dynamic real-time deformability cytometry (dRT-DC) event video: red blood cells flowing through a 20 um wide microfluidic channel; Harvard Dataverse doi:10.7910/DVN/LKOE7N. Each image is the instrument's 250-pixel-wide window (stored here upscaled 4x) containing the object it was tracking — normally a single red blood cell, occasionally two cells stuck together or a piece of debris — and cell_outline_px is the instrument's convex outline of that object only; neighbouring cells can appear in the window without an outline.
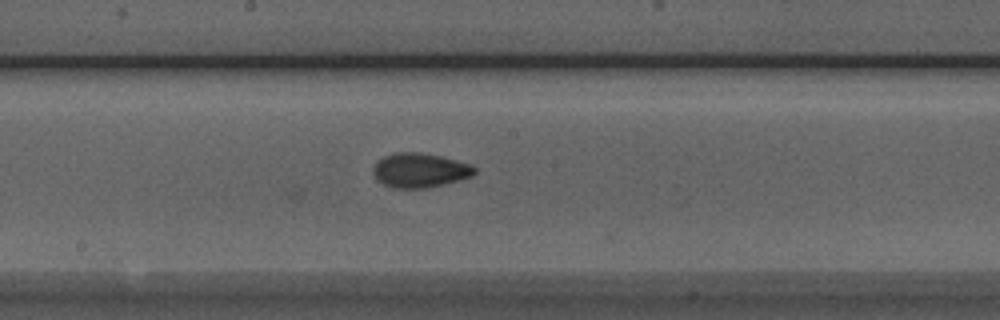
{"species": "Egyptian fruit bat (a non-hibernating species)", "species_latin": "Rousettus aegyptiacus", "temperature_condition": "room temperature", "stored_images_in_passage": 33, "camera_frame_rate_fps": 3000, "um_per_image_px": 0.085, "animal": {"sex": "male"}, "frame": {"image": 1, "passage_image": 19, "time_ms": 6.0, "image_size_px": [1000, 320], "cell_outline_px": [[476, 172], [472, 176], [444, 184], [424, 188], [392, 188], [384, 184], [372, 172], [372, 168], [376, 160], [384, 156], [396, 152], [420, 152], [440, 156], [472, 164], [476, 168]], "centroid_in_image_um": [35.68, 14.46], "position_along_channel_um": 212.5, "area_um2": 20.35}}
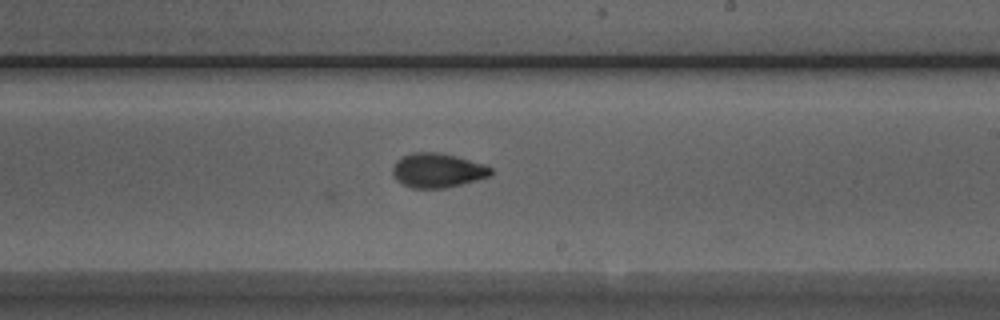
{"frame": {"image": 2, "passage_image": 22, "time_ms": 7.0, "image_size_px": [1000, 320], "cell_outline_px": [[492, 176], [444, 188], [412, 188], [396, 180], [392, 172], [392, 168], [396, 160], [412, 152], [436, 152], [456, 156], [484, 164], [492, 168]], "centroid_in_image_um": [37.19, 14.48], "position_along_channel_um": 251.8, "area_um2": 19.59}}
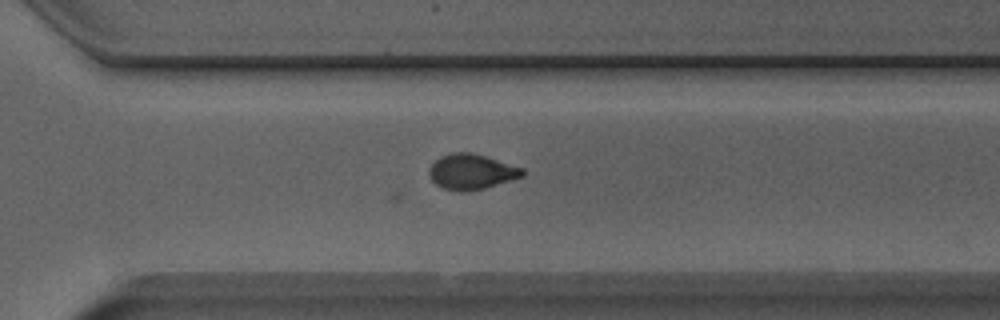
{"frame": {"image": 3, "passage_image": 28, "time_ms": 9.0, "image_size_px": [1000, 320], "cell_outline_px": [[524, 176], [484, 188], [460, 192], [444, 188], [436, 184], [432, 180], [428, 172], [428, 168], [440, 156], [452, 152], [472, 152], [524, 168]], "centroid_in_image_um": [40.06, 14.58], "position_along_channel_um": 330.5, "area_um2": 19.13}}